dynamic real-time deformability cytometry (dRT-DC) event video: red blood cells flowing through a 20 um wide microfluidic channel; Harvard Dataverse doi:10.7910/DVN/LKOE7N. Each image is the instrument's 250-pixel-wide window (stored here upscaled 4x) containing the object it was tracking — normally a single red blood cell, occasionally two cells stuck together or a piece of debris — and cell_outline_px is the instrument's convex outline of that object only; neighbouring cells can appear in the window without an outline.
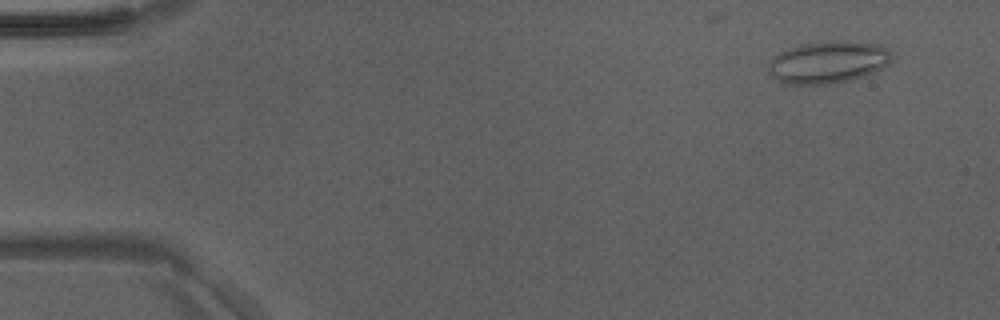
{"species": "Egyptian fruit bat (a non-hibernating species)", "species_latin": "Rousettus aegyptiacus", "temperature_condition": "room temperature", "stored_images_in_passage": 49, "camera_frame_rate_fps": 3000, "um_per_image_px": 0.085, "animal": {"sex": "male"}, "frame": {"image": 1, "passage_image": 4, "time_ms": 1.0, "image_size_px": [1000, 320], "cell_outline_px": [[892, 60], [888, 64], [864, 76], [852, 80], [832, 84], [788, 84], [776, 80], [768, 72], [768, 64], [772, 56], [788, 48], [800, 44], [832, 40], [848, 40], [876, 44], [888, 48], [892, 52]], "centroid_in_image_um": [70.37, 5.27], "position_along_channel_um": 14.6, "area_um2": 30.75}}
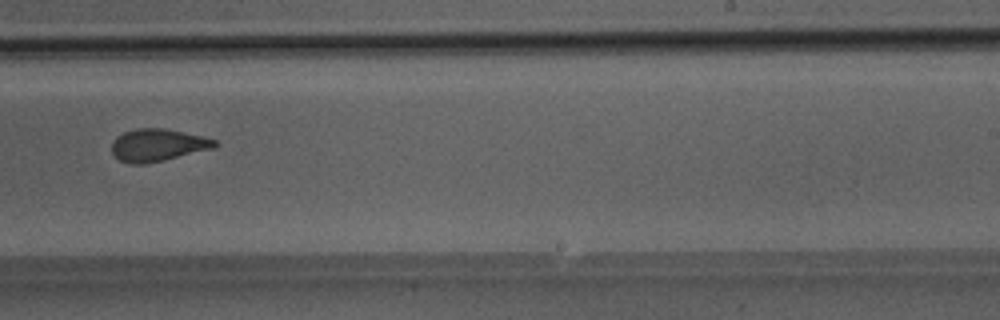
{"frame": {"image": 2, "passage_image": 31, "time_ms": 10.0, "image_size_px": [1000, 320], "cell_outline_px": [[216, 144], [212, 148], [164, 160], [144, 164], [132, 164], [120, 160], [112, 152], [112, 144], [116, 136], [124, 132], [136, 128], [164, 128], [204, 136], [216, 140]], "centroid_in_image_um": [13.38, 12.32], "position_along_channel_um": 275.6, "area_um2": 19.25}}
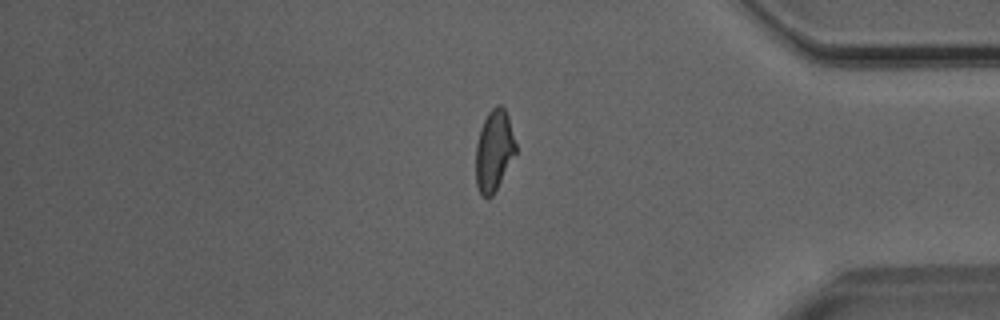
{"frame": {"image": 3, "passage_image": 41, "time_ms": 13.333, "image_size_px": [1000, 320], "cell_outline_px": [[516, 152], [492, 196], [488, 200], [480, 196], [476, 184], [476, 144], [480, 128], [488, 112], [496, 104], [500, 104], [504, 108], [508, 116], [516, 144]], "centroid_in_image_um": [41.97, 12.81], "position_along_channel_um": 393.2, "area_um2": 18.9}}